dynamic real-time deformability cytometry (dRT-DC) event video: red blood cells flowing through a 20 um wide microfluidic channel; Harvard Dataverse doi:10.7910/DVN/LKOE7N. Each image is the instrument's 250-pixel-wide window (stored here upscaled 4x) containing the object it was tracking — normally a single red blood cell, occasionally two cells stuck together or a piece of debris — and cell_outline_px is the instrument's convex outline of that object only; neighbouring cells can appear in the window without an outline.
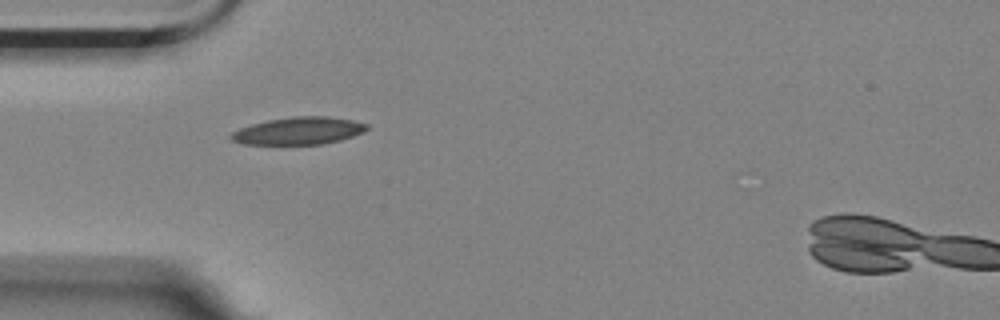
{"species": "Egyptian fruit bat (a non-hibernating species)", "species_latin": "Rousettus aegyptiacus", "temperature_condition": "room temperature", "stored_images_in_passage": 7, "camera_frame_rate_fps": 3000, "um_per_image_px": 0.085, "animal": {"sex": "female"}, "frame": {"image": 1, "passage_image": 5, "time_ms": 1.333, "image_size_px": [1000, 320], "cell_outline_px": [[368, 128], [364, 132], [340, 140], [324, 144], [244, 144], [232, 140], [228, 136], [232, 132], [240, 128], [252, 124], [268, 120], [292, 116], [328, 116], [352, 120], [368, 124]], "centroid_in_image_um": [25.39, 11.12], "position_along_channel_um": 59.6, "area_um2": 21.68}}
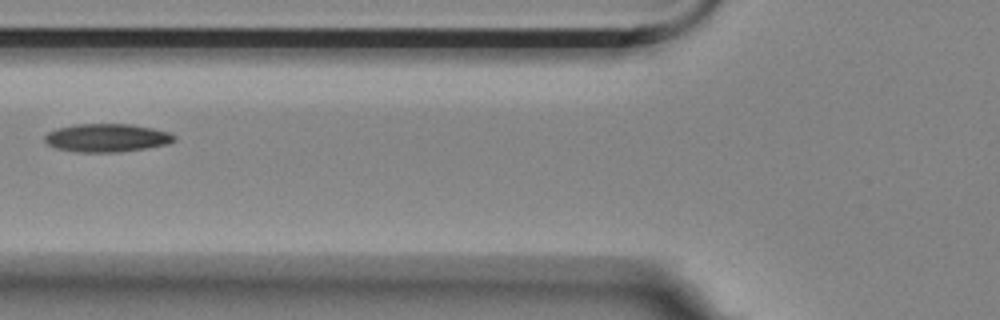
{"frame": {"image": 2, "passage_image": 6, "time_ms": 1.667, "image_size_px": [1000, 320], "cell_outline_px": [[176, 140], [168, 144], [120, 152], [76, 152], [56, 148], [48, 144], [44, 140], [44, 136], [48, 132], [56, 128], [76, 124], [132, 124], [172, 132], [176, 136]], "centroid_in_image_um": [9.1, 11.71], "position_along_channel_um": 116.7, "area_um2": 21.44}}
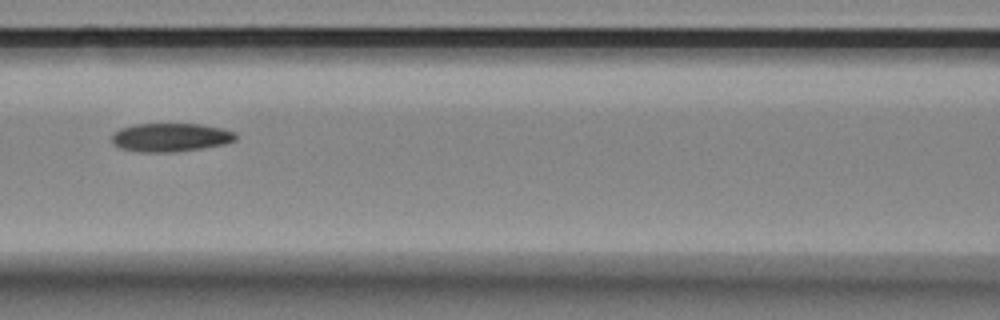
{"frame": {"image": 3, "passage_image": 7, "time_ms": 2.0, "image_size_px": [1000, 320], "cell_outline_px": [[236, 140], [224, 144], [176, 152], [140, 152], [120, 148], [112, 144], [112, 132], [120, 128], [136, 124], [200, 124], [220, 128], [236, 132]], "centroid_in_image_um": [14.46, 11.68], "position_along_channel_um": 152.1, "area_um2": 20.63}}